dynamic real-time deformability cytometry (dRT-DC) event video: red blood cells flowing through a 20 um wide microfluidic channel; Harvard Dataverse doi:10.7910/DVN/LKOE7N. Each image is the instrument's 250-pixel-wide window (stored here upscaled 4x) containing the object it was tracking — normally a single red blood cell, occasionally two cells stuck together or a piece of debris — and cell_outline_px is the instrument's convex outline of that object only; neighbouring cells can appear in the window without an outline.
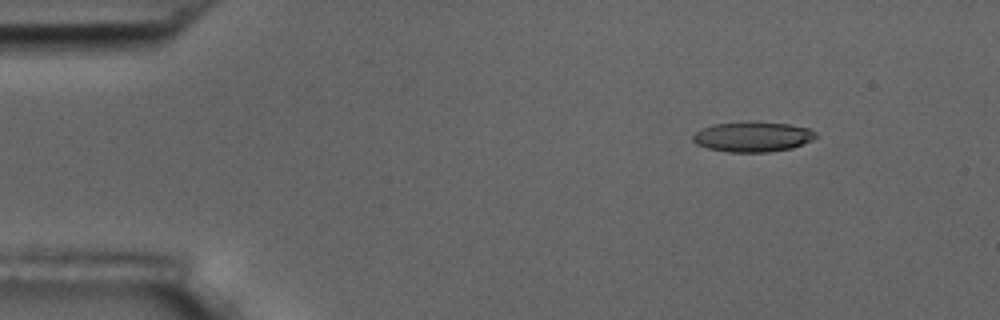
{"species": "common noctule bat (a hibernating species)", "species_latin": "Nyctalus noctula", "temperature_condition": "room temperature", "stored_images_in_passage": 4, "camera_frame_rate_fps": 3000, "um_per_image_px": 0.085, "animal": {"sex": "male", "body_mass_g": 17.5, "forearm_length_mm": 52.3}, "frame": {"image": 1, "passage_image": 2, "time_ms": 1.333, "image_size_px": [1000, 320], "cell_outline_px": [[820, 136], [812, 140], [792, 148], [768, 152], [728, 152], [708, 148], [696, 144], [692, 140], [692, 136], [696, 132], [712, 124], [748, 120], [756, 120], [788, 124], [808, 128], [816, 132]], "centroid_in_image_um": [63.99, 11.6], "position_along_channel_um": 21.0, "area_um2": 22.02}}
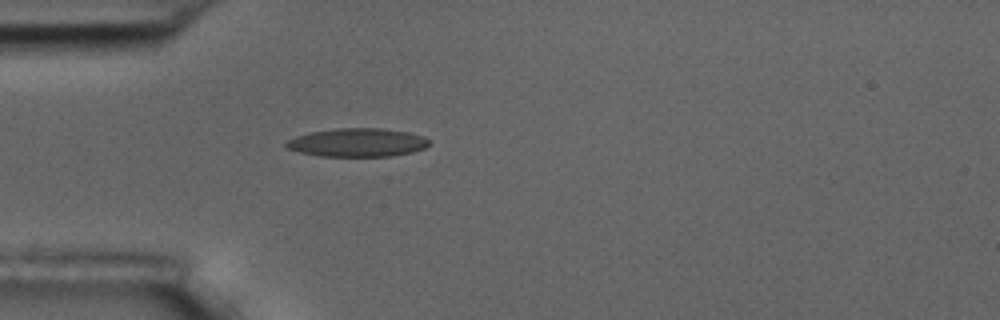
{"frame": {"image": 2, "passage_image": 4, "time_ms": 4.333, "image_size_px": [1000, 320], "cell_outline_px": [[428, 144], [424, 148], [412, 152], [388, 156], [320, 156], [300, 152], [288, 148], [284, 144], [288, 140], [296, 136], [312, 132], [336, 128], [384, 128], [408, 132], [424, 136], [428, 140]], "centroid_in_image_um": [30.38, 12.11], "position_along_channel_um": 54.6, "area_um2": 23.52}}